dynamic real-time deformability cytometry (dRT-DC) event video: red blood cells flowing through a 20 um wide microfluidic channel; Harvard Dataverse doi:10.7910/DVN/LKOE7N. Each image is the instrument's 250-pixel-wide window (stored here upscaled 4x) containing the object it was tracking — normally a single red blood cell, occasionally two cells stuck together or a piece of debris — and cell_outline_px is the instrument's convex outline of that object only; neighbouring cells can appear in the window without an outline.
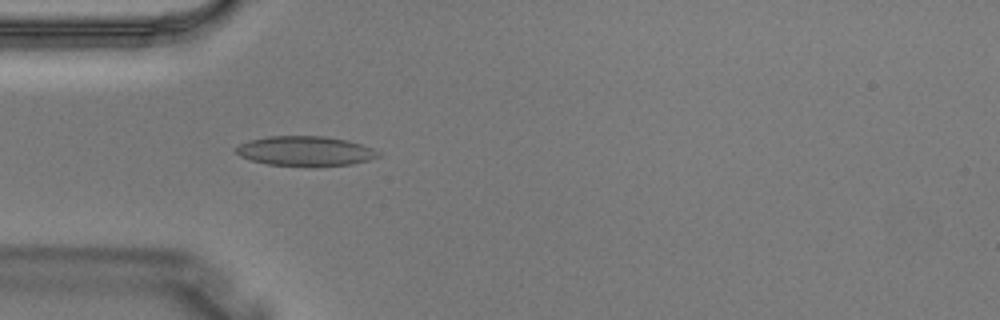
{"species": "Egyptian fruit bat (a non-hibernating species)", "species_latin": "Rousettus aegyptiacus", "temperature_condition": "warm", "stored_images_in_passage": 3, "camera_frame_rate_fps": 3000, "um_per_image_px": 0.085, "animal": {"sex": "male"}, "frame": {"image": 1, "passage_image": 3, "time_ms": 0.667, "image_size_px": [1000, 320], "cell_outline_px": [[380, 156], [368, 160], [352, 164], [268, 164], [252, 160], [240, 156], [236, 152], [236, 148], [240, 144], [248, 140], [268, 136], [324, 136], [348, 140], [372, 148], [380, 152]], "centroid_in_image_um": [25.95, 12.8], "position_along_channel_um": 59.1, "area_um2": 23.87}}